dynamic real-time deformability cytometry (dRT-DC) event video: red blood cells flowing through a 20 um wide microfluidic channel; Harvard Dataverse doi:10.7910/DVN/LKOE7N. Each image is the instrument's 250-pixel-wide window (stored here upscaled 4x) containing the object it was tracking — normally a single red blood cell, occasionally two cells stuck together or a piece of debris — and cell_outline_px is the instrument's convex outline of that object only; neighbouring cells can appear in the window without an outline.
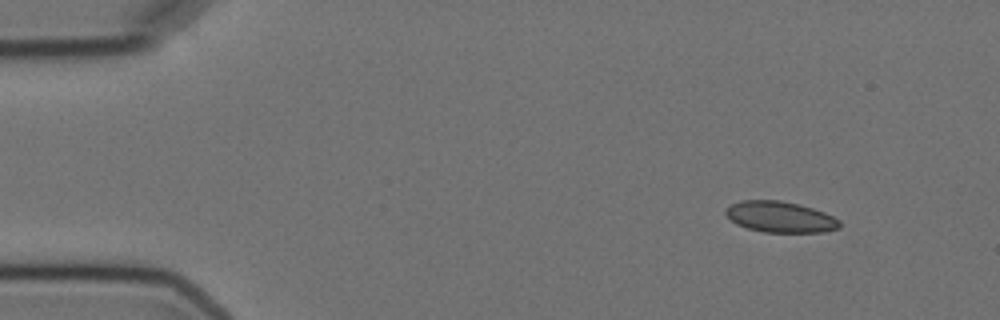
{"species": "Egyptian fruit bat (a non-hibernating species)", "species_latin": "Rousettus aegyptiacus", "temperature_condition": "cold", "stored_images_in_passage": 3, "camera_frame_rate_fps": 3000, "um_per_image_px": 0.085, "animal": {"sex": "female"}, "frame": {"image": 1, "passage_image": 1, "time_ms": 0.0, "image_size_px": [1000, 320], "cell_outline_px": [[840, 228], [824, 232], [764, 232], [748, 228], [736, 224], [724, 212], [732, 204], [740, 200], [780, 200], [800, 204], [824, 212], [840, 220]], "centroid_in_image_um": [66.34, 18.44], "position_along_channel_um": 18.7, "area_um2": 20.52}}